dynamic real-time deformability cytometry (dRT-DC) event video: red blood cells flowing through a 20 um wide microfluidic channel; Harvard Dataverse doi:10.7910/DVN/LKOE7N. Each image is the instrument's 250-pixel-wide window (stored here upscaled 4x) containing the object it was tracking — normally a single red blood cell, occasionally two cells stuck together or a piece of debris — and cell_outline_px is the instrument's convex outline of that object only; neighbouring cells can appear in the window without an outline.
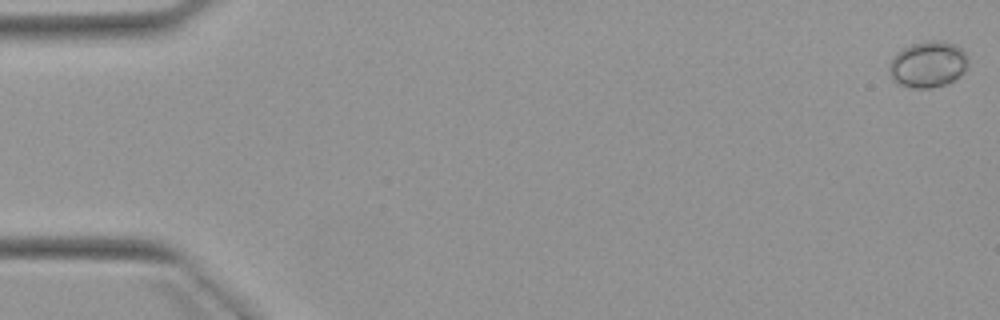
{"species": "Egyptian fruit bat (a non-hibernating species)", "species_latin": "Rousettus aegyptiacus", "temperature_condition": "warm", "stored_images_in_passage": 6, "camera_frame_rate_fps": 3000, "um_per_image_px": 0.085, "animal": {"sex": "female"}, "frame": {"image": 1, "passage_image": 1, "time_ms": 0.0, "image_size_px": [1000, 320], "cell_outline_px": [[968, 60], [964, 72], [960, 76], [948, 84], [932, 88], [912, 88], [900, 84], [892, 80], [888, 68], [888, 64], [892, 56], [896, 52], [912, 44], [924, 40], [936, 40], [956, 44], [964, 52]], "centroid_in_image_um": [78.85, 5.47], "position_along_channel_um": 6.1, "area_um2": 21.56}}
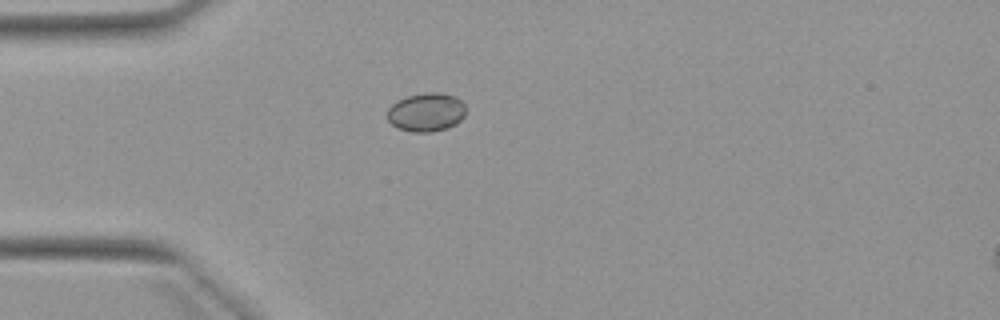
{"frame": {"image": 2, "passage_image": 5, "time_ms": 4.667, "image_size_px": [1000, 320], "cell_outline_px": [[464, 116], [456, 124], [448, 128], [432, 132], [412, 132], [400, 128], [392, 124], [388, 120], [388, 108], [392, 104], [408, 96], [424, 92], [440, 92], [456, 96], [464, 104]], "centroid_in_image_um": [36.25, 9.53], "position_along_channel_um": 48.7, "area_um2": 17.63}}